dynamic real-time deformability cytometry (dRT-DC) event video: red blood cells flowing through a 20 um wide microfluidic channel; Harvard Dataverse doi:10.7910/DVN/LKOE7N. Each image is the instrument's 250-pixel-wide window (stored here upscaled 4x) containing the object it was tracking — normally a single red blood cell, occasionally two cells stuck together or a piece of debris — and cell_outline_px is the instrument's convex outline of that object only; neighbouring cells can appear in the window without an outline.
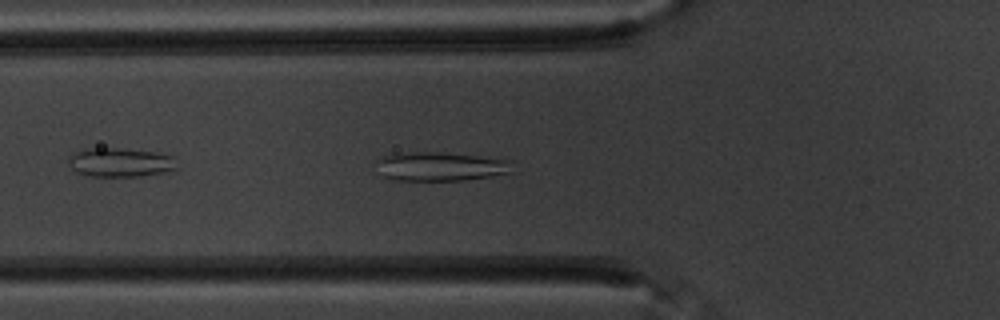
{"species": "common noctule bat (a hibernating species)", "species_latin": "Nyctalus noctula", "temperature_condition": "warm", "stored_images_in_passage": 43, "camera_frame_rate_fps": 3000, "um_per_image_px": 0.085, "animal": {"sex": "male", "body_mass_g": 20.1, "forearm_length_mm": 53.5}, "frame": {"image": 1, "passage_image": 6, "time_ms": 1.667, "image_size_px": [1000, 320], "cell_outline_px": [[516, 172], [464, 180], [392, 180], [384, 176], [376, 160], [384, 156], [400, 152], [440, 152], [516, 160]], "centroid_in_image_um": [37.59, 14.14], "position_along_channel_um": 88.2, "area_um2": 23.24}}
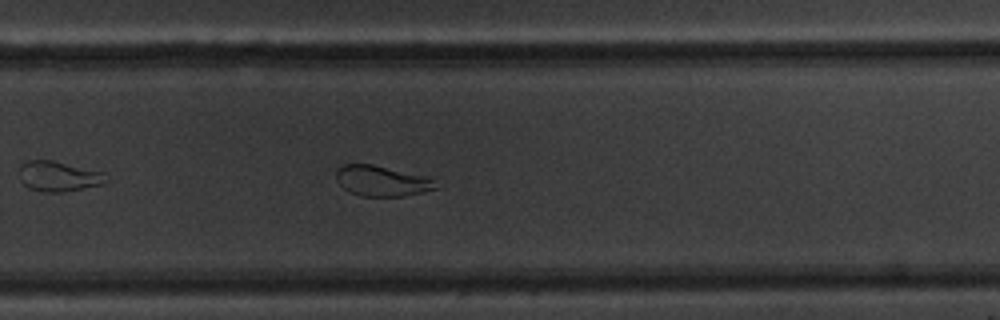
{"frame": {"image": 2, "passage_image": 24, "time_ms": 7.667, "image_size_px": [1000, 320], "cell_outline_px": [[444, 184], [440, 188], [404, 196], [360, 196], [348, 192], [336, 180], [336, 172], [344, 164], [372, 164], [432, 176]], "centroid_in_image_um": [32.6, 15.38], "position_along_channel_um": 297.2, "area_um2": 18.38}}
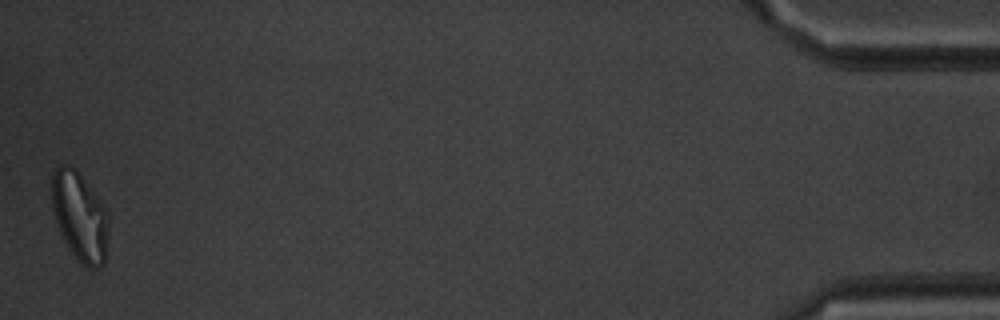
{"frame": {"image": 3, "passage_image": 43, "time_ms": 14.0, "image_size_px": [1000, 320], "cell_outline_px": [[108, 232], [104, 264], [96, 268], [88, 268], [68, 248], [60, 232], [52, 208], [52, 172], [60, 164], [64, 164], [72, 168], [80, 176], [100, 200], [108, 212]], "centroid_in_image_um": [6.78, 18.41], "position_along_channel_um": 428.4, "area_um2": 28.84}, "authors_computed_cell_mechanics": {"area_um2": 21.2126, "velocity_mm_per_s": 3.4745, "shape_relaxation_time_tau1_ms": 7.557, "shape_relaxation_time_tau2_ms": 2.3213, "deformation_change_tau1": 0.2093, "deformation_change_tau2": 0.0511}}